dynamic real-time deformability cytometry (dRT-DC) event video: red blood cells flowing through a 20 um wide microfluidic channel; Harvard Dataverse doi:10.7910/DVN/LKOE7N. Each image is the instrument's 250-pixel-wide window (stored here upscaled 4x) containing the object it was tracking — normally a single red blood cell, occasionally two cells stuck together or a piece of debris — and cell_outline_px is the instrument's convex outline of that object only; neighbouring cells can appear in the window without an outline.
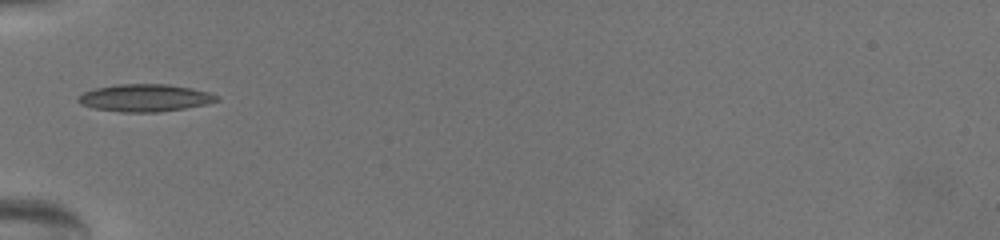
{"species": "common noctule bat (a hibernating species)", "species_latin": "Nyctalus noctula", "temperature_condition": "warm", "stored_images_in_passage": 29, "camera_frame_rate_fps": 3000, "um_per_image_px": 0.085, "animal": {"sex": "female", "body_mass_g": 19.5, "forearm_length_mm": 54.1}, "frame": {"image": 1, "passage_image": 1, "time_ms": 0.0, "image_size_px": [1000, 240], "cell_outline_px": [[220, 100], [208, 104], [160, 112], [120, 112], [92, 108], [80, 104], [76, 100], [76, 96], [84, 92], [96, 88], [116, 84], [168, 84], [192, 88], [208, 92], [220, 96]], "centroid_in_image_um": [12.31, 8.32], "position_along_channel_um": 72.7, "area_um2": 22.37}}
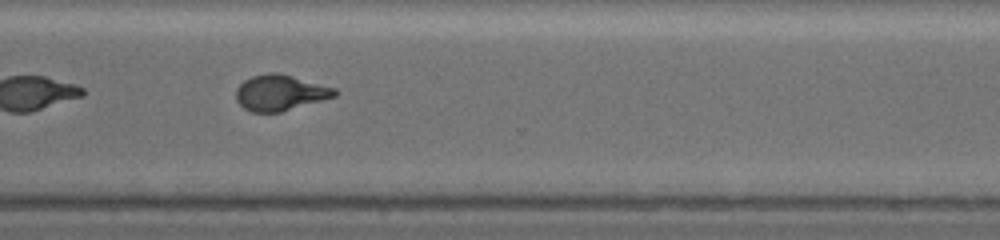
{"frame": {"image": 2, "passage_image": 27, "time_ms": 8.667, "image_size_px": [1000, 240], "cell_outline_px": [[336, 96], [280, 112], [252, 112], [244, 108], [236, 100], [236, 88], [244, 80], [252, 76], [268, 72], [280, 72], [336, 88]], "centroid_in_image_um": [23.8, 7.86], "position_along_channel_um": 346.8, "area_um2": 20.58}, "authors_computed_cell_mechanics": {"area_um2": 20.6346, "velocity_mm_per_s": 3.1806, "shape_relaxation_time_tau1_ms": 8.2506, "shape_relaxation_time_tau2_ms": 1.1505, "deformation_change_tau1": 0.2473, "deformation_change_tau2": 0.0812}}